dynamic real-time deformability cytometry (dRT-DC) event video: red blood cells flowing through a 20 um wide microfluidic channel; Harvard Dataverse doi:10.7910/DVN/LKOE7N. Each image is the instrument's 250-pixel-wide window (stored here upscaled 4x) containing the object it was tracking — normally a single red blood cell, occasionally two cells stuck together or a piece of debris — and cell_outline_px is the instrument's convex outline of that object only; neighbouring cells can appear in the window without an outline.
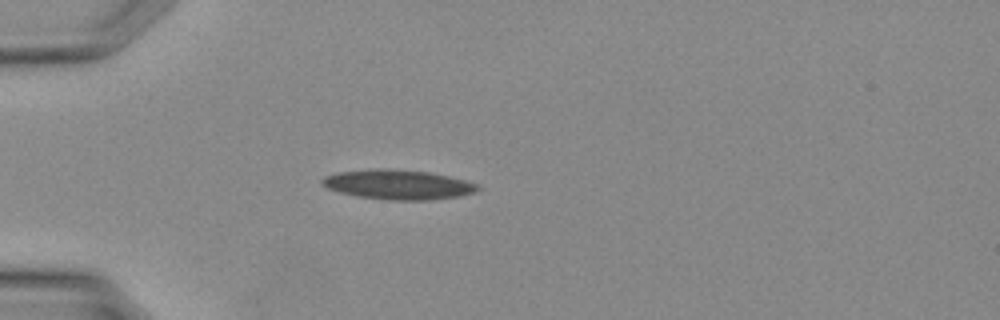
{"species": "Egyptian fruit bat (a non-hibernating species)", "species_latin": "Rousettus aegyptiacus", "temperature_condition": "warm", "stored_images_in_passage": 26, "camera_frame_rate_fps": 3000, "um_per_image_px": 0.085, "animal": {"sex": "female"}, "frame": {"image": 1, "passage_image": 1, "time_ms": 0.0, "image_size_px": [1000, 320], "cell_outline_px": [[480, 188], [476, 192], [460, 196], [428, 200], [392, 200], [356, 196], [340, 192], [328, 188], [320, 180], [324, 176], [336, 172], [384, 168], [428, 172], [448, 176], [464, 180], [476, 184]], "centroid_in_image_um": [33.83, 15.69], "position_along_channel_um": 51.2, "area_um2": 26.65}}
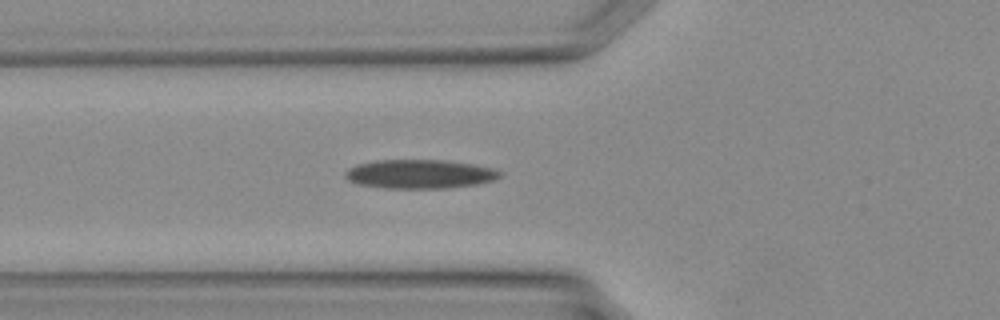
{"frame": {"image": 2, "passage_image": 4, "time_ms": 1.0, "image_size_px": [1000, 320], "cell_outline_px": [[500, 176], [492, 180], [476, 184], [448, 188], [388, 188], [360, 184], [348, 180], [344, 176], [344, 172], [348, 168], [356, 164], [376, 160], [444, 160], [472, 164], [492, 168], [500, 172]], "centroid_in_image_um": [35.63, 14.79], "position_along_channel_um": 90.2, "area_um2": 25.89}}
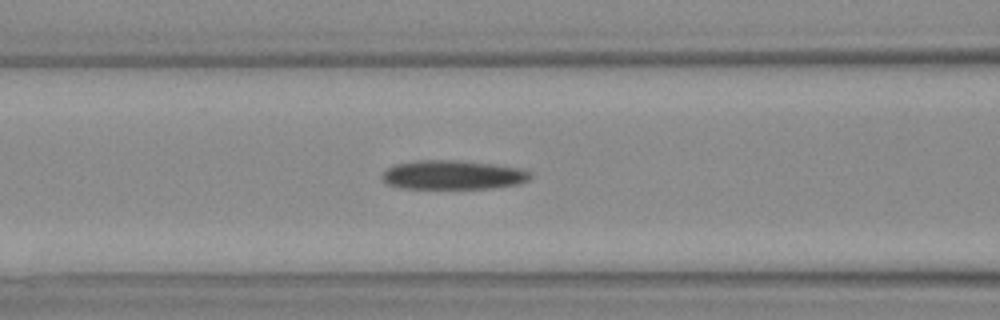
{"frame": {"image": 3, "passage_image": 6, "time_ms": 1.667, "image_size_px": [1000, 320], "cell_outline_px": [[532, 176], [528, 180], [516, 184], [492, 188], [400, 188], [384, 184], [380, 176], [388, 168], [396, 164], [424, 160], [452, 160], [492, 164], [520, 168], [532, 172]], "centroid_in_image_um": [38.47, 14.87], "position_along_channel_um": 128.1, "area_um2": 25.03}}